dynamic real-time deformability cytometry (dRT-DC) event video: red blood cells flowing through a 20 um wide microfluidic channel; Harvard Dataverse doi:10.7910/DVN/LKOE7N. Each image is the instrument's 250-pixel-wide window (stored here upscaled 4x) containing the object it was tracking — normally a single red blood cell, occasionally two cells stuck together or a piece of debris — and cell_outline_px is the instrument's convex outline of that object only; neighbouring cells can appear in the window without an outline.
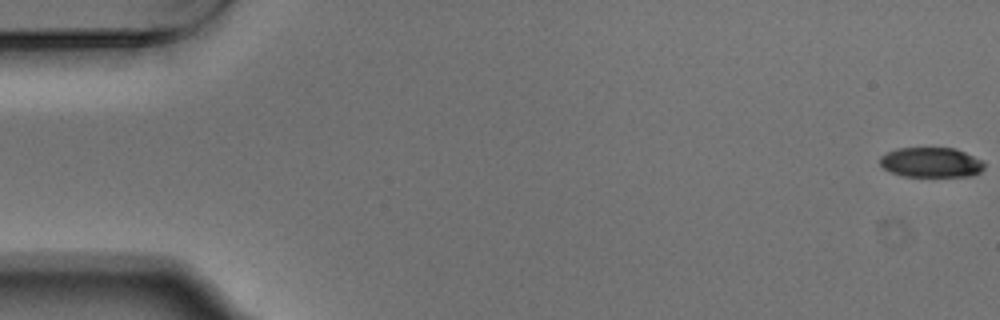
{"species": "Egyptian fruit bat (a non-hibernating species)", "species_latin": "Rousettus aegyptiacus", "temperature_condition": "warm", "stored_images_in_passage": 50, "camera_frame_rate_fps": 3000, "um_per_image_px": 0.085, "animal": {"sex": "male"}, "frame": {"image": 1, "passage_image": 1, "time_ms": 0.0, "image_size_px": [1000, 320], "cell_outline_px": [[984, 168], [980, 172], [972, 176], [904, 176], [892, 172], [884, 168], [880, 164], [880, 156], [896, 148], [956, 148], [984, 160]], "centroid_in_image_um": [79.18, 13.8], "position_along_channel_um": 5.8, "area_um2": 18.26}}
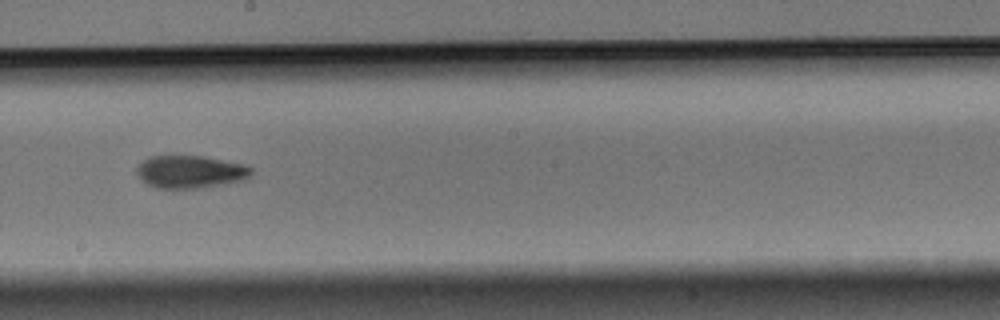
{"frame": {"image": 2, "passage_image": 31, "time_ms": 10.0, "image_size_px": [1000, 320], "cell_outline_px": [[252, 172], [244, 180], [228, 184], [204, 188], [156, 188], [140, 180], [136, 172], [136, 168], [148, 156], [204, 156], [248, 164], [252, 168]], "centroid_in_image_um": [16.21, 14.6], "position_along_channel_um": 232.0, "area_um2": 22.2}}
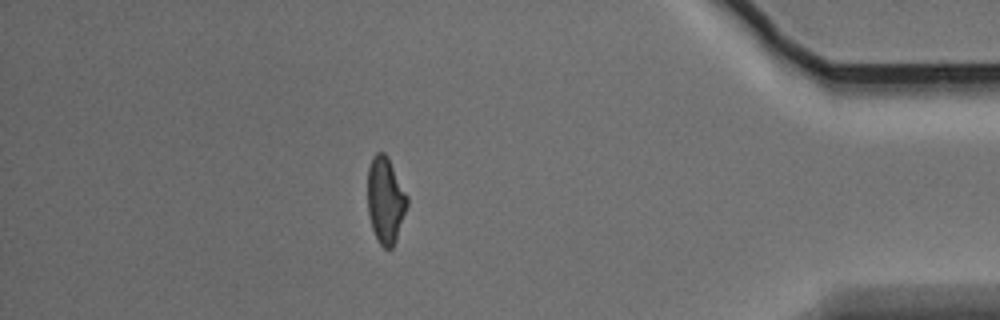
{"frame": {"image": 3, "passage_image": 48, "time_ms": 15.667, "image_size_px": [1000, 320], "cell_outline_px": [[408, 204], [396, 240], [392, 248], [384, 248], [380, 244], [372, 228], [368, 212], [368, 168], [372, 156], [376, 152], [384, 152], [388, 156], [408, 196]], "centroid_in_image_um": [32.77, 16.98], "position_along_channel_um": 402.4, "area_um2": 19.94}, "authors_computed_cell_mechanics": {"area_um2": 21.1548, "velocity_mm_per_s": 3.7411, "shape_relaxation_time_tau1_ms": 3.9701, "shape_relaxation_time_tau2_ms": 3.4345, "deformation_change_tau1": 0.1433, "deformation_change_tau2": 0.0936}}